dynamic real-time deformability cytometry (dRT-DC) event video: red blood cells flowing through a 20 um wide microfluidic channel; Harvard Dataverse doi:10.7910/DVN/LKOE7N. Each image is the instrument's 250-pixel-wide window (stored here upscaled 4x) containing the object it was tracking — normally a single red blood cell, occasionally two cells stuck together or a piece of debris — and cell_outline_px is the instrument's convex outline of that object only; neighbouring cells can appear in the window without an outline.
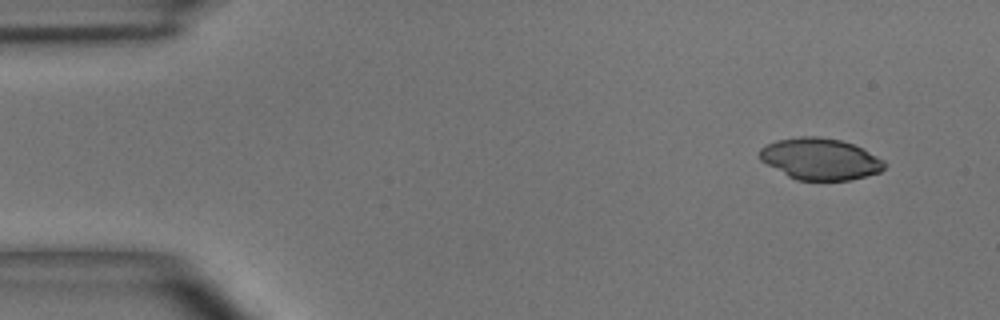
{"species": "common noctule bat (a hibernating species)", "species_latin": "Nyctalus noctula", "temperature_condition": "room temperature", "stored_images_in_passage": 3, "camera_frame_rate_fps": 3000, "um_per_image_px": 0.085, "animal": {"sex": "male", "body_mass_g": 15.6}, "frame": {"image": 1, "passage_image": 1, "time_ms": 0.0, "image_size_px": [1000, 320], "cell_outline_px": [[888, 164], [880, 172], [852, 180], [796, 180], [788, 176], [760, 160], [756, 156], [760, 148], [776, 140], [800, 136], [816, 136], [840, 140], [864, 148], [884, 160]], "centroid_in_image_um": [69.72, 13.51], "position_along_channel_um": 15.3, "area_um2": 30.46}}